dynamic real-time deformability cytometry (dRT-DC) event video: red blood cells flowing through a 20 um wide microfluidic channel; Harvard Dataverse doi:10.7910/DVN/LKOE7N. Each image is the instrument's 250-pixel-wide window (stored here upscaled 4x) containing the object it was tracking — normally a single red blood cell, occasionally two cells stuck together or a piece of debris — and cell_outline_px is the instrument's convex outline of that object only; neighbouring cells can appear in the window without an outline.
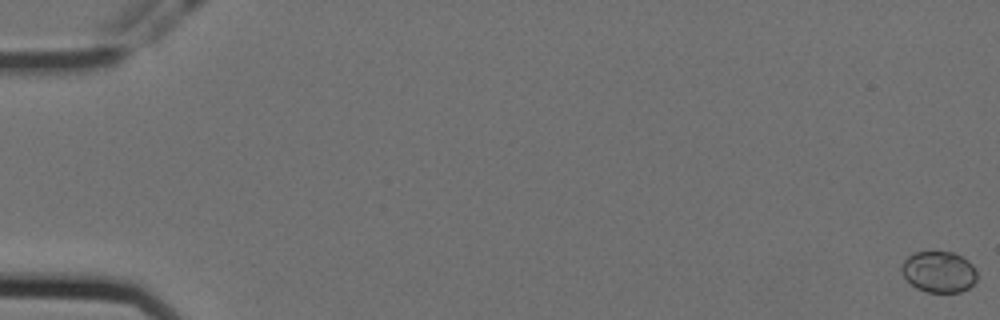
{"species": "Egyptian fruit bat (a non-hibernating species)", "species_latin": "Rousettus aegyptiacus", "temperature_condition": "cold", "stored_images_in_passage": 17, "camera_frame_rate_fps": 3000, "um_per_image_px": 0.085, "animal": {"sex": "female"}, "frame": {"image": 1, "passage_image": 1, "time_ms": 0.0, "image_size_px": [1000, 320], "cell_outline_px": [[976, 280], [968, 288], [960, 292], [928, 292], [916, 288], [904, 276], [900, 268], [904, 260], [912, 252], [952, 252], [968, 260], [976, 268]], "centroid_in_image_um": [79.8, 23.1], "position_along_channel_um": 5.2, "area_um2": 18.03}}